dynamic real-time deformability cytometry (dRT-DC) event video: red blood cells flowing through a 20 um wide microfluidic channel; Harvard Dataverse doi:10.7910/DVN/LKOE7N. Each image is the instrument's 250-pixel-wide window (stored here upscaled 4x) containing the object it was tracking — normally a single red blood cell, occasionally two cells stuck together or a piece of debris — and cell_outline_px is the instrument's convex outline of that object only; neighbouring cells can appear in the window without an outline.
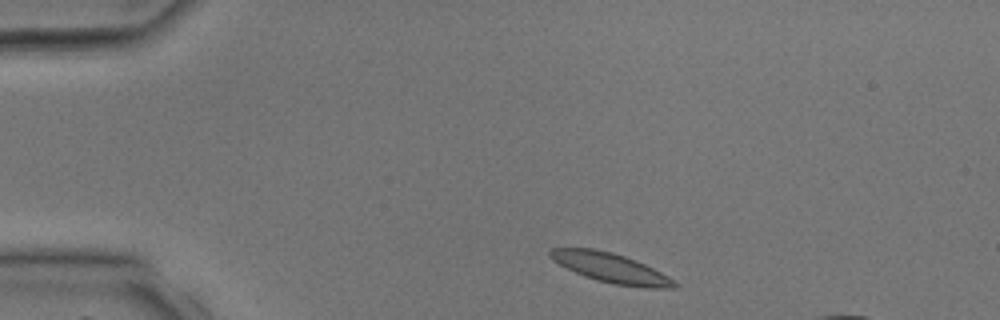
{"species": "common noctule bat (a hibernating species)", "species_latin": "Nyctalus noctula", "temperature_condition": "room temperature", "stored_images_in_passage": 34, "segment_of_instrument_passage": [1, 2], "camera_frame_rate_fps": 3000, "um_per_image_px": 0.085, "animal": {"sex": "male", "body_mass_g": 17.9, "forearm_length_mm": 54.2}, "frame": {"image": 1, "passage_image": 1, "time_ms": 0.0, "image_size_px": [1000, 320], "cell_outline_px": [[680, 284], [676, 288], [644, 288], [612, 284], [596, 280], [584, 276], [552, 260], [548, 256], [548, 252], [552, 248], [592, 248], [612, 252], [636, 260], [668, 276]], "centroid_in_image_um": [51.94, 22.78], "position_along_channel_um": 33.1, "area_um2": 21.44}}
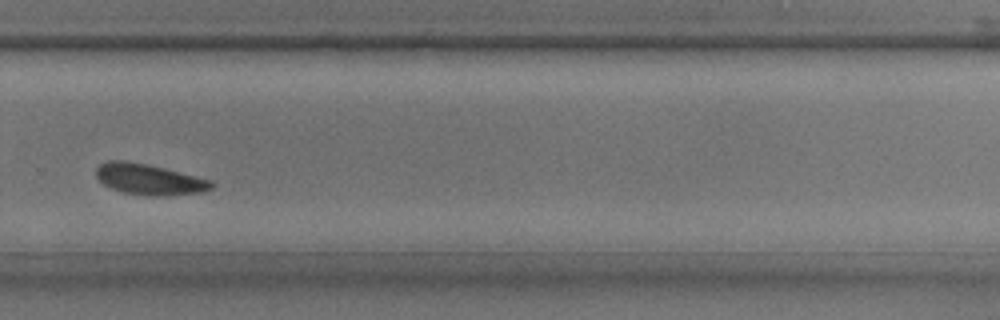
{"frame": {"image": 2, "passage_image": 21, "time_ms": 6.667, "image_size_px": [1000, 320], "cell_outline_px": [[216, 184], [212, 188], [200, 192], [164, 196], [148, 196], [124, 192], [112, 188], [104, 184], [96, 176], [96, 168], [100, 164], [108, 160], [124, 160], [148, 164], [212, 180]], "centroid_in_image_um": [12.69, 15.24], "position_along_channel_um": 317.1, "area_um2": 20.69}}
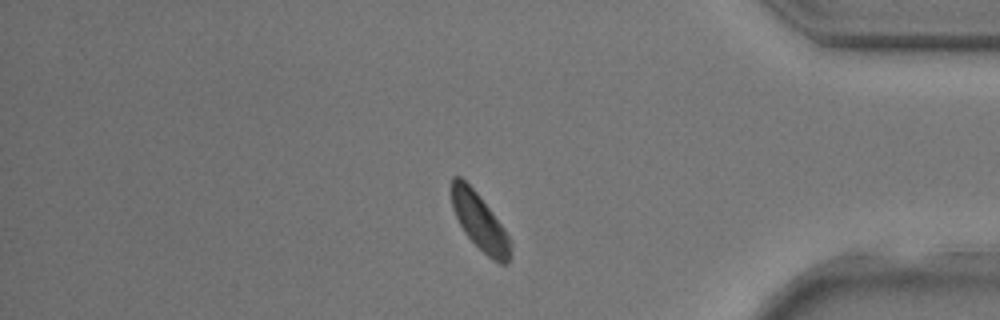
{"frame": {"image": 3, "passage_image": 27, "time_ms": 8.667, "image_size_px": [1000, 320], "cell_outline_px": [[512, 244], [508, 264], [500, 264], [492, 260], [464, 232], [452, 208], [452, 176], [460, 176], [476, 192], [500, 224], [508, 236]], "centroid_in_image_um": [40.77, 18.88], "position_along_channel_um": 394.4, "area_um2": 18.84}}